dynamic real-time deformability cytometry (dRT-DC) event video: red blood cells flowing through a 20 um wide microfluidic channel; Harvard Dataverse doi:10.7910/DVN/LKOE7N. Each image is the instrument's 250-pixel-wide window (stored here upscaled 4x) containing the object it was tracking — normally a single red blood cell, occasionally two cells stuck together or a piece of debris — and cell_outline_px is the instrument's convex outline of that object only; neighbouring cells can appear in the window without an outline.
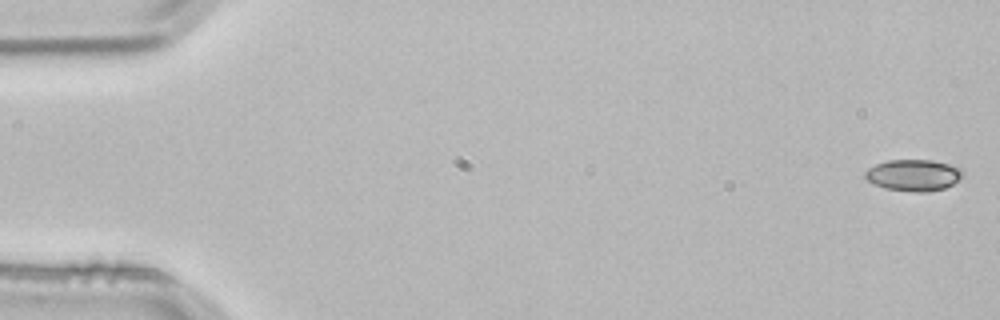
{"species": "common noctule bat (a hibernating species)", "species_latin": "Nyctalus noctula", "temperature_condition": "room temperature", "stored_images_in_passage": 4, "camera_frame_rate_fps": 3000, "um_per_image_px": 0.085, "animal": {"sex": "male", "body_mass_g": 21.5, "forearm_length_mm": 52.0}, "frame": {"image": 1, "passage_image": 1, "time_ms": 0.0, "image_size_px": [1000, 320], "cell_outline_px": [[964, 176], [952, 184], [944, 188], [928, 192], [916, 192], [884, 188], [872, 184], [864, 176], [864, 172], [868, 168], [876, 164], [888, 160], [932, 160], [948, 164], [960, 168], [964, 172]], "centroid_in_image_um": [77.64, 14.89], "position_along_channel_um": 7.4, "area_um2": 17.98}}
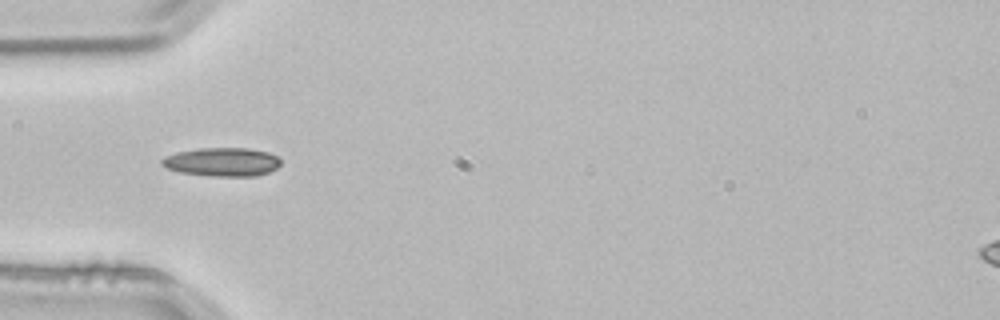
{"frame": {"image": 2, "passage_image": 4, "time_ms": 1.0, "image_size_px": [1000, 320], "cell_outline_px": [[280, 164], [276, 168], [268, 172], [256, 176], [212, 176], [180, 172], [168, 168], [160, 164], [160, 160], [164, 156], [176, 152], [200, 148], [248, 148], [268, 152], [280, 156]], "centroid_in_image_um": [18.88, 13.76], "position_along_channel_um": 66.1, "area_um2": 19.94}}